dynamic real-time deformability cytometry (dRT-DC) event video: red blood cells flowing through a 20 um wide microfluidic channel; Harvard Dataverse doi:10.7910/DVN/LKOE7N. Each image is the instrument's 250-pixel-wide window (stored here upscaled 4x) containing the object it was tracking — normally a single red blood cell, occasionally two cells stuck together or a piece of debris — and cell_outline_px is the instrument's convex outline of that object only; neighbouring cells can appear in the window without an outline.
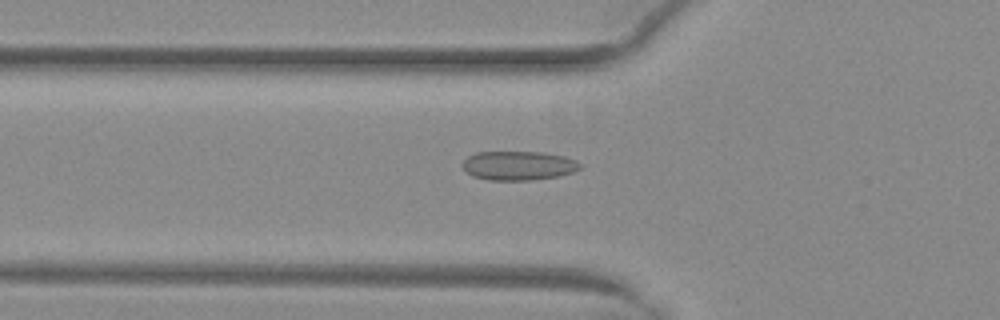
{"species": "common noctule bat (a hibernating species)", "species_latin": "Nyctalus noctula", "temperature_condition": "warm", "stored_images_in_passage": 37, "camera_frame_rate_fps": 3000, "um_per_image_px": 0.085, "animal": {"sex": "female", "body_mass_g": 29.2, "forearm_length_mm": 56.3}, "frame": {"image": 1, "passage_image": 4, "time_ms": 1.0, "image_size_px": [1000, 320], "cell_outline_px": [[580, 168], [572, 172], [556, 176], [532, 180], [488, 180], [472, 176], [464, 168], [464, 160], [468, 156], [476, 152], [544, 152], [564, 156], [576, 160], [580, 164]], "centroid_in_image_um": [44.07, 14.07], "position_along_channel_um": 81.7, "area_um2": 19.77}}
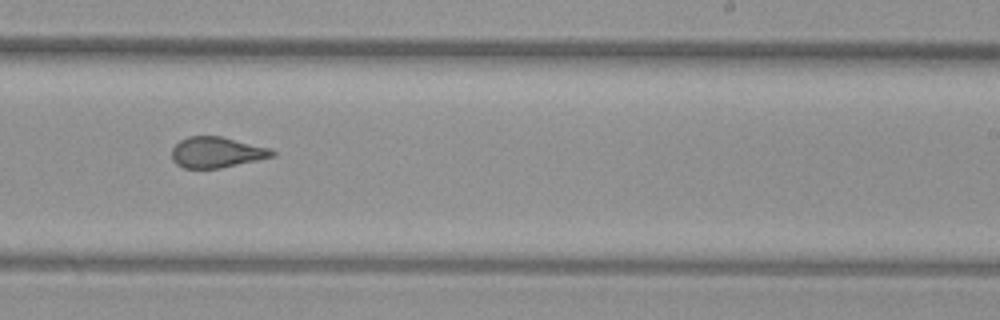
{"frame": {"image": 2, "passage_image": 18, "time_ms": 5.667, "image_size_px": [1000, 320], "cell_outline_px": [[276, 156], [220, 168], [184, 168], [176, 164], [172, 160], [172, 148], [180, 140], [188, 136], [220, 136], [268, 148], [276, 152]], "centroid_in_image_um": [18.39, 12.95], "position_along_channel_um": 270.6, "area_um2": 17.86}}
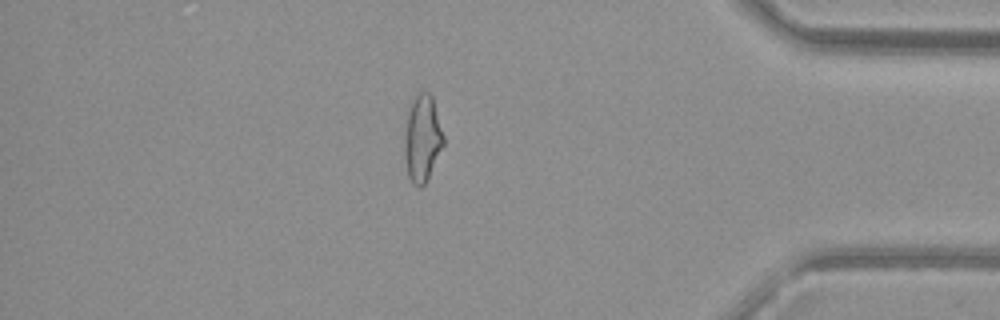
{"frame": {"image": 3, "passage_image": 30, "time_ms": 9.667, "image_size_px": [1000, 320], "cell_outline_px": [[444, 144], [424, 184], [420, 188], [416, 188], [412, 184], [408, 176], [404, 156], [404, 144], [408, 112], [416, 96], [420, 92], [428, 92], [432, 96], [444, 136]], "centroid_in_image_um": [35.89, 11.81], "position_along_channel_um": 399.3, "area_um2": 19.36}, "authors_computed_cell_mechanics": {"area_um2": 18.9006, "velocity_mm_per_s": 4.0379, "shape_relaxation_time_tau1_ms": null, "shape_relaxation_time_tau2_ms": 1.0535, "deformation_change_tau1": null, "deformation_change_tau2": 0.0676}}